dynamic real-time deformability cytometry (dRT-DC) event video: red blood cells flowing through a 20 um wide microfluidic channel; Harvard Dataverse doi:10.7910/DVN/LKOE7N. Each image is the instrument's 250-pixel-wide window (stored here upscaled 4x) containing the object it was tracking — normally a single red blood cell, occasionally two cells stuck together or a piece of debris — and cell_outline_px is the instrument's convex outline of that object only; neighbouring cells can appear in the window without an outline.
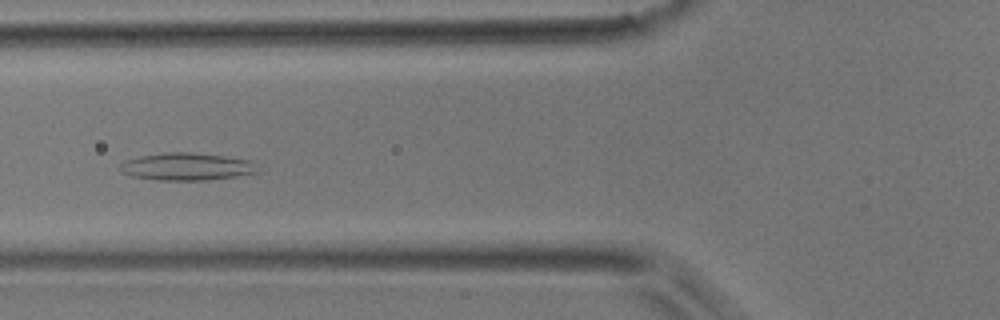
{"species": "common noctule bat (a hibernating species)", "species_latin": "Nyctalus noctula", "temperature_condition": "room temperature", "stored_images_in_passage": 43, "camera_frame_rate_fps": 3000, "um_per_image_px": 0.085, "animal": {"sex": "male", "body_mass_g": 17.9}, "frame": {"image": 1, "passage_image": 16, "time_ms": 5.0, "image_size_px": [1000, 320], "cell_outline_px": [[260, 172], [236, 176], [208, 180], [156, 180], [132, 176], [120, 172], [120, 164], [124, 160], [140, 156], [164, 152], [188, 152], [224, 156], [252, 160]], "centroid_in_image_um": [15.86, 14.16], "position_along_channel_um": 109.9, "area_um2": 22.14}}
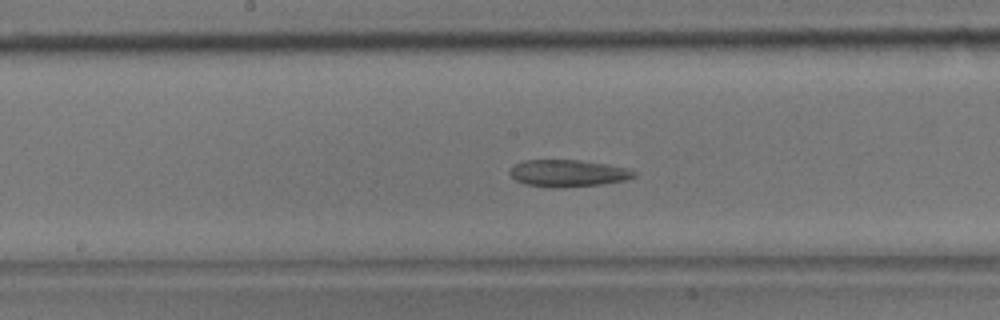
{"frame": {"image": 2, "passage_image": 22, "time_ms": 7.0, "image_size_px": [1000, 320], "cell_outline_px": [[636, 176], [624, 180], [600, 184], [564, 188], [552, 188], [528, 184], [516, 180], [508, 172], [508, 168], [512, 164], [524, 160], [580, 160], [628, 168], [636, 172]], "centroid_in_image_um": [48.23, 14.72], "position_along_channel_um": 200.0, "area_um2": 19.59}}
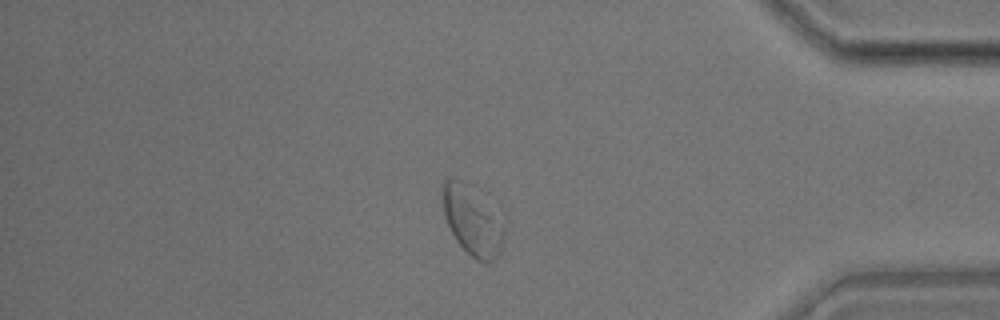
{"frame": {"image": 3, "passage_image": 37, "time_ms": 12.0, "image_size_px": [1000, 320], "cell_outline_px": [[504, 236], [496, 256], [492, 260], [476, 260], [456, 240], [444, 216], [440, 192], [440, 188], [444, 180], [452, 176], [456, 176], [472, 184], [504, 232]], "centroid_in_image_um": [40.0, 18.63], "position_along_channel_um": 395.2, "area_um2": 23.93}}